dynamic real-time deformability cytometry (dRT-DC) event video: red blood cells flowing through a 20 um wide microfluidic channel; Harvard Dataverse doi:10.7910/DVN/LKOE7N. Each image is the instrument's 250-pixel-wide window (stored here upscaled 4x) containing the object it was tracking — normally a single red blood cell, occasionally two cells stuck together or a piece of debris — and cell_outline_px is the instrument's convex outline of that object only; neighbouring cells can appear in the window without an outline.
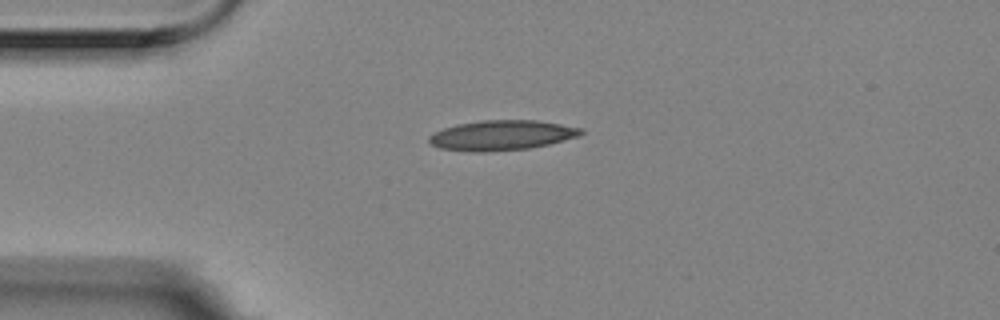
{"species": "Egyptian fruit bat (a non-hibernating species)", "species_latin": "Rousettus aegyptiacus", "temperature_condition": "room temperature", "stored_images_in_passage": 35, "camera_frame_rate_fps": 3000, "um_per_image_px": 0.085, "animal": {"sex": "female"}, "frame": {"image": 1, "passage_image": 1, "time_ms": 0.0, "image_size_px": [1000, 320], "cell_outline_px": [[584, 132], [580, 136], [548, 144], [528, 148], [484, 152], [472, 152], [440, 148], [432, 144], [428, 140], [428, 136], [444, 128], [456, 124], [480, 120], [536, 120], [584, 128]], "centroid_in_image_um": [42.66, 11.49], "position_along_channel_um": 42.3, "area_um2": 26.53}}
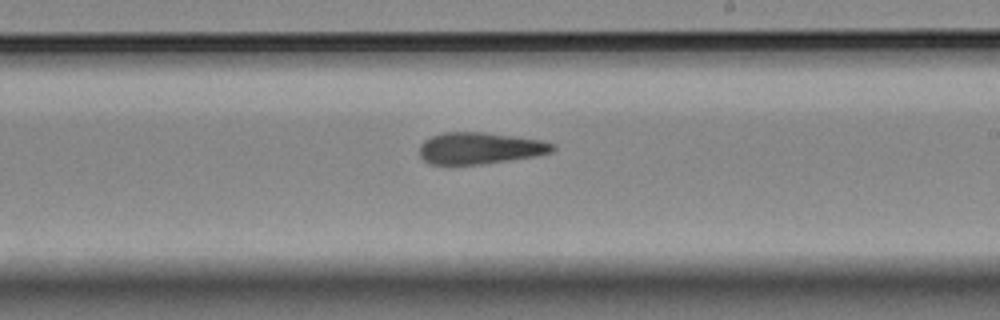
{"frame": {"image": 2, "passage_image": 20, "time_ms": 6.333, "image_size_px": [1000, 320], "cell_outline_px": [[556, 148], [552, 152], [532, 156], [480, 164], [432, 164], [424, 160], [420, 156], [420, 144], [424, 140], [432, 136], [444, 132], [484, 132], [516, 136], [540, 140], [556, 144]], "centroid_in_image_um": [40.78, 12.58], "position_along_channel_um": 248.2, "area_um2": 24.33}}
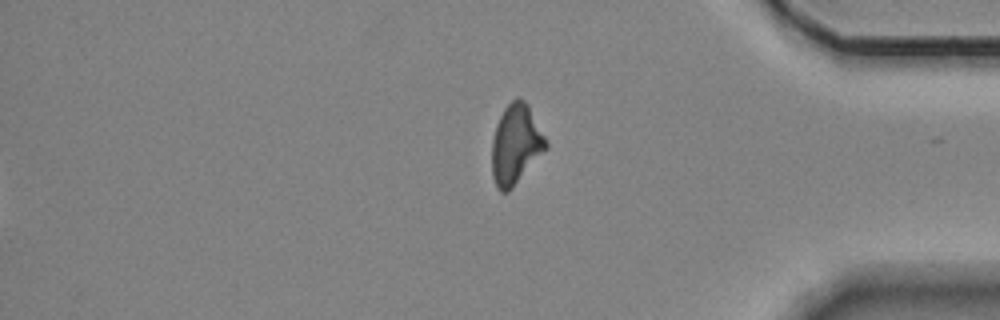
{"frame": {"image": 3, "passage_image": 34, "time_ms": 11.0, "image_size_px": [1000, 320], "cell_outline_px": [[548, 148], [512, 188], [508, 192], [500, 192], [496, 188], [492, 176], [492, 140], [496, 124], [504, 108], [516, 96], [520, 96], [528, 104], [548, 144]], "centroid_in_image_um": [43.83, 12.28], "position_along_channel_um": 391.4, "area_um2": 25.2}, "authors_computed_cell_mechanics": {"area_um2": 25.0274, "velocity_mm_per_s": 3.5541, "shape_relaxation_time_tau1_ms": null, "shape_relaxation_time_tau2_ms": 7.8597, "deformation_change_tau1": null, "deformation_change_tau2": 0.1837}}